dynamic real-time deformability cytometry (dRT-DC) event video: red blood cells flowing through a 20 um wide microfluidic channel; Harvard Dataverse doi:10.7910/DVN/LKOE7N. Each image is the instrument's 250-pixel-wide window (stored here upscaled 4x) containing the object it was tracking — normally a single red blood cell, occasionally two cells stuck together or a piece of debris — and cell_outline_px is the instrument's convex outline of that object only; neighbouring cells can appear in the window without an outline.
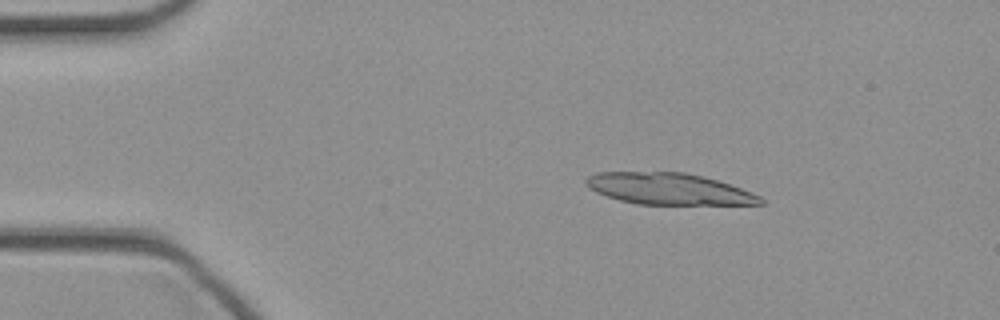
{"species": "common noctule bat (a hibernating species)", "species_latin": "Nyctalus noctula", "temperature_condition": "cold", "stored_images_in_passage": 44, "segment_of_instrument_passage": [1, 2], "camera_frame_rate_fps": 3000, "um_per_image_px": 0.085, "animal": {"sex": "female", "body_mass_g": 21.9}, "frame": {"image": 1, "passage_image": 7, "time_ms": 2.0, "image_size_px": [1000, 320], "cell_outline_px": [[764, 204], [636, 204], [620, 200], [596, 192], [588, 188], [584, 180], [588, 176], [596, 172], [684, 172], [704, 176], [752, 192], [760, 196], [764, 200]], "centroid_in_image_um": [56.82, 16.05], "position_along_channel_um": 28.2, "area_um2": 31.85}}